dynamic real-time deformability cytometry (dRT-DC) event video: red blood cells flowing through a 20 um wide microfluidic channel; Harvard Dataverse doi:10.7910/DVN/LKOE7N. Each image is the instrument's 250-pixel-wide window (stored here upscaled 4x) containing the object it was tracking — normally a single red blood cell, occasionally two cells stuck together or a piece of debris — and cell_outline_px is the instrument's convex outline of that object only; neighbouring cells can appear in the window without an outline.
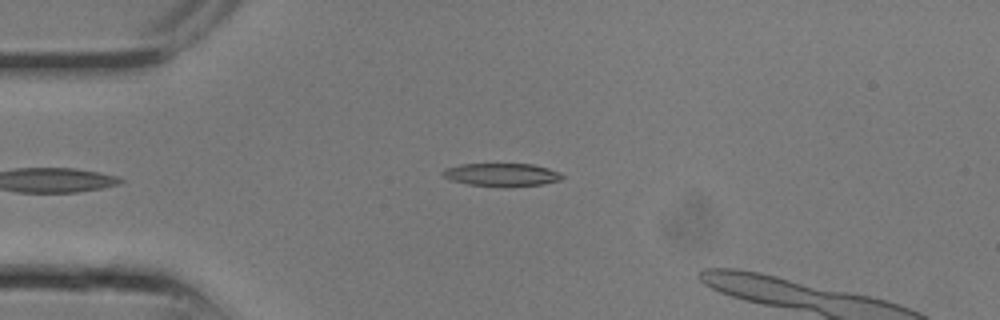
{"species": "common noctule bat (a hibernating species)", "species_latin": "Nyctalus noctula", "temperature_condition": "room temperature", "stored_images_in_passage": 8, "camera_frame_rate_fps": 3000, "um_per_image_px": 0.085, "animal": {"sex": "male", "body_mass_g": 13.3}, "frame": {"image": 1, "passage_image": 8, "time_ms": 2.333, "image_size_px": [1000, 320], "cell_outline_px": [[564, 176], [560, 180], [540, 184], [504, 188], [468, 184], [452, 180], [444, 176], [440, 172], [444, 168], [460, 164], [532, 164], [548, 168], [560, 172]], "centroid_in_image_um": [42.63, 14.86], "position_along_channel_um": 42.4, "area_um2": 16.18}}